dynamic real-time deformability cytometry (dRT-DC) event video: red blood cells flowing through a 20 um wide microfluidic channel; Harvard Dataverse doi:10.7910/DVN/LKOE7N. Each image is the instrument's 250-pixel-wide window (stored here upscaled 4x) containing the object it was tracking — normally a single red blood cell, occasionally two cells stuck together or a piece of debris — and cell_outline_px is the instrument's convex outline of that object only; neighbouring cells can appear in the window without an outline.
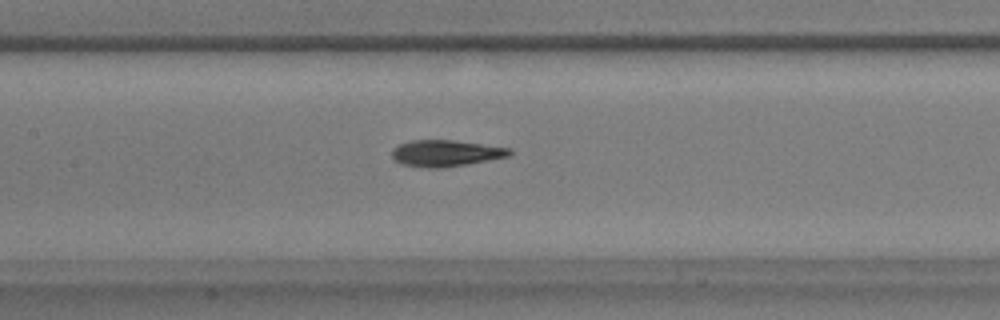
{"species": "common noctule bat (a hibernating species)", "species_latin": "Nyctalus noctula", "temperature_condition": "warm", "stored_images_in_passage": 33, "camera_frame_rate_fps": 3000, "um_per_image_px": 0.085, "animal": {"sex": "male", "body_mass_g": 17.9}, "frame": {"image": 1, "passage_image": 15, "time_ms": 4.667, "image_size_px": [1000, 320], "cell_outline_px": [[512, 152], [508, 156], [464, 164], [440, 168], [424, 168], [404, 164], [396, 160], [392, 156], [392, 148], [400, 144], [412, 140], [452, 140], [512, 148]], "centroid_in_image_um": [37.87, 13.01], "position_along_channel_um": 169.5, "area_um2": 17.8}}